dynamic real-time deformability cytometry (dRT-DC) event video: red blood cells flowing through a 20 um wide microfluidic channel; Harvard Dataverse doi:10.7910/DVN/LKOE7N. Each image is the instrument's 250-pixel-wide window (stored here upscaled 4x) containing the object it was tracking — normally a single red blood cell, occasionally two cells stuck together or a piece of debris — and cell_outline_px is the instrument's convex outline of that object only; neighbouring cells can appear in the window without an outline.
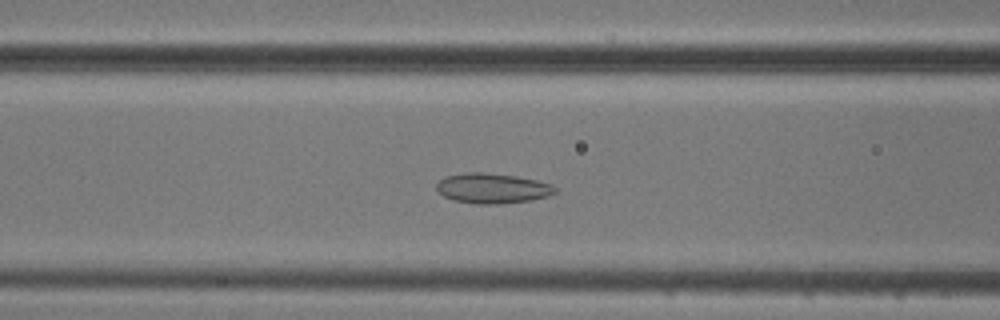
{"species": "common noctule bat (a hibernating species)", "species_latin": "Nyctalus noctula", "temperature_condition": "cold", "stored_images_in_passage": 35, "camera_frame_rate_fps": 3000, "um_per_image_px": 0.085, "animal": {"sex": "male", "body_mass_g": 20.5, "forearm_length_mm": 52.5}, "frame": {"image": 1, "passage_image": 11, "time_ms": 3.333, "image_size_px": [1000, 320], "cell_outline_px": [[556, 192], [548, 196], [532, 200], [500, 204], [476, 204], [456, 200], [444, 196], [436, 188], [436, 184], [444, 176], [468, 172], [484, 172], [516, 176], [536, 180], [552, 184], [556, 188]], "centroid_in_image_um": [41.87, 16.0], "position_along_channel_um": 124.7, "area_um2": 20.81}}
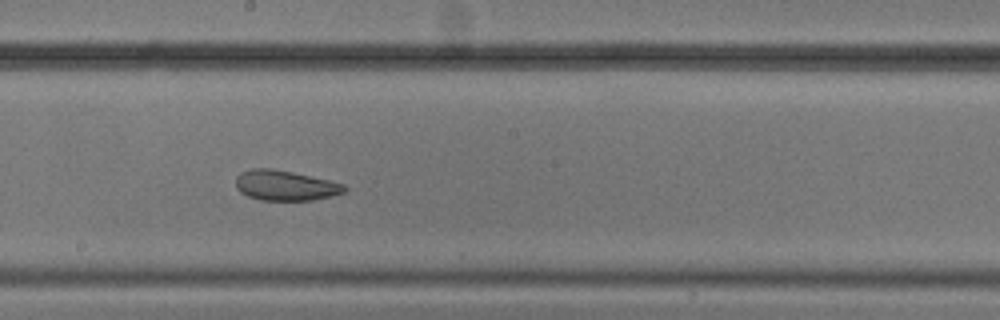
{"frame": {"image": 2, "passage_image": 19, "time_ms": 6.0, "image_size_px": [1000, 320], "cell_outline_px": [[348, 188], [344, 192], [332, 196], [312, 200], [260, 200], [248, 196], [240, 192], [236, 188], [236, 176], [240, 172], [252, 168], [272, 168], [292, 172], [328, 180], [344, 184]], "centroid_in_image_um": [24.22, 15.76], "position_along_channel_um": 224.0, "area_um2": 19.13}}
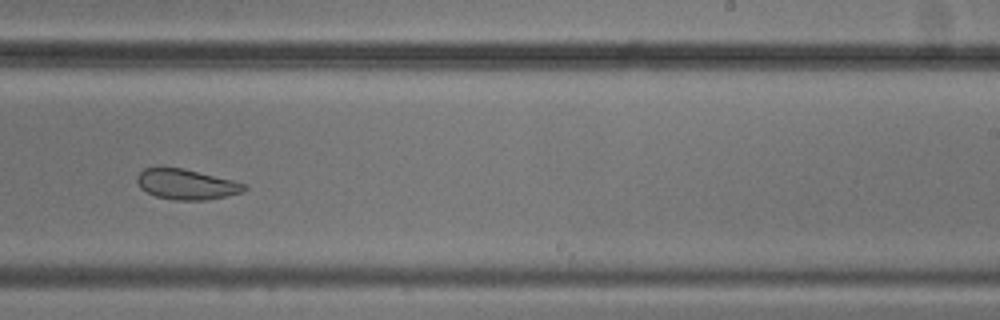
{"frame": {"image": 3, "passage_image": 23, "time_ms": 7.333, "image_size_px": [1000, 320], "cell_outline_px": [[248, 188], [244, 192], [208, 200], [176, 200], [156, 196], [140, 188], [136, 180], [136, 176], [144, 168], [184, 168], [248, 184]], "centroid_in_image_um": [15.88, 15.67], "position_along_channel_um": 273.1, "area_um2": 18.96}, "authors_computed_cell_mechanics": {"area_um2": 20.808, "velocity_mm_per_s": 3.7202, "shape_relaxation_time_tau1_ms": null, "shape_relaxation_time_tau2_ms": 2.8339, "deformation_change_tau1": null, "deformation_change_tau2": 0.085}}